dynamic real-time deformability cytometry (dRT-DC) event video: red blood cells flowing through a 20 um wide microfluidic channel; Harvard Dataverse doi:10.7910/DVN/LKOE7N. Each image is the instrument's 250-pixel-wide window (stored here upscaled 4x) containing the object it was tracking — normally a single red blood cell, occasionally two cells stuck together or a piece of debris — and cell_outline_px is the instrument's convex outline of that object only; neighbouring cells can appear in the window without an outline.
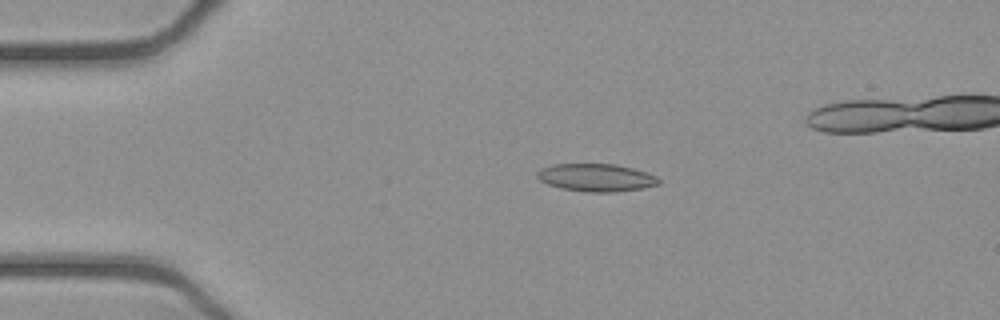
{"species": "common noctule bat (a hibernating species)", "species_latin": "Nyctalus noctula", "temperature_condition": "cold", "stored_images_in_passage": 45, "camera_frame_rate_fps": 3000, "um_per_image_px": 0.085, "animal": {"sex": "female", "body_mass_g": 21.9}, "frame": {"image": 1, "passage_image": 9, "time_ms": 2.667, "image_size_px": [1000, 320], "cell_outline_px": [[660, 184], [644, 188], [612, 192], [588, 192], [560, 188], [548, 184], [540, 180], [536, 176], [536, 172], [540, 168], [552, 164], [616, 164], [632, 168], [656, 176], [660, 180]], "centroid_in_image_um": [50.65, 15.09], "position_along_channel_um": 34.3, "area_um2": 19.65}}
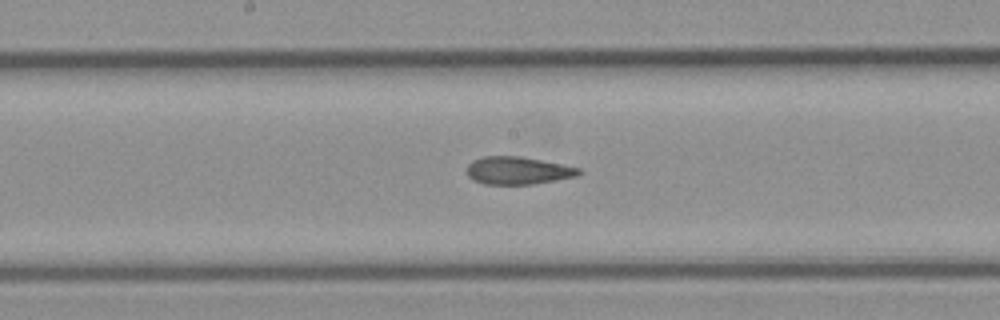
{"frame": {"image": 2, "passage_image": 25, "time_ms": 8.0, "image_size_px": [1000, 320], "cell_outline_px": [[580, 172], [576, 176], [556, 180], [532, 184], [484, 184], [472, 180], [468, 176], [468, 164], [472, 160], [484, 156], [520, 156], [580, 168]], "centroid_in_image_um": [43.97, 14.5], "position_along_channel_um": 204.2, "area_um2": 17.86}}
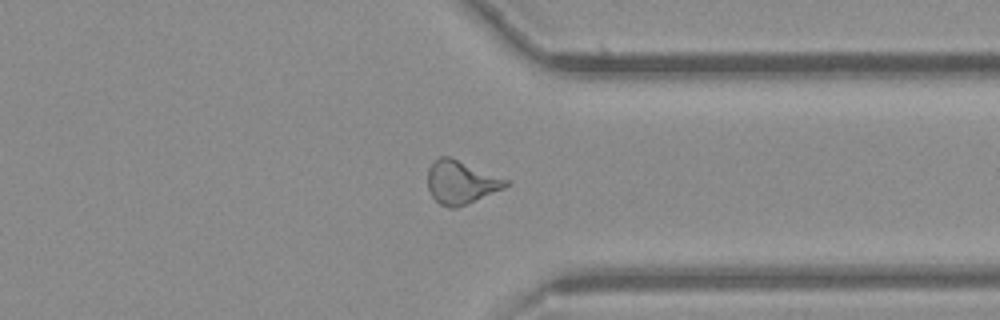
{"frame": {"image": 3, "passage_image": 38, "time_ms": 12.333, "image_size_px": [1000, 320], "cell_outline_px": [[508, 184], [504, 188], [456, 208], [448, 208], [440, 204], [432, 196], [428, 188], [428, 168], [440, 156], [448, 156], [508, 180]], "centroid_in_image_um": [39.15, 15.5], "position_along_channel_um": 372.3, "area_um2": 19.19}}